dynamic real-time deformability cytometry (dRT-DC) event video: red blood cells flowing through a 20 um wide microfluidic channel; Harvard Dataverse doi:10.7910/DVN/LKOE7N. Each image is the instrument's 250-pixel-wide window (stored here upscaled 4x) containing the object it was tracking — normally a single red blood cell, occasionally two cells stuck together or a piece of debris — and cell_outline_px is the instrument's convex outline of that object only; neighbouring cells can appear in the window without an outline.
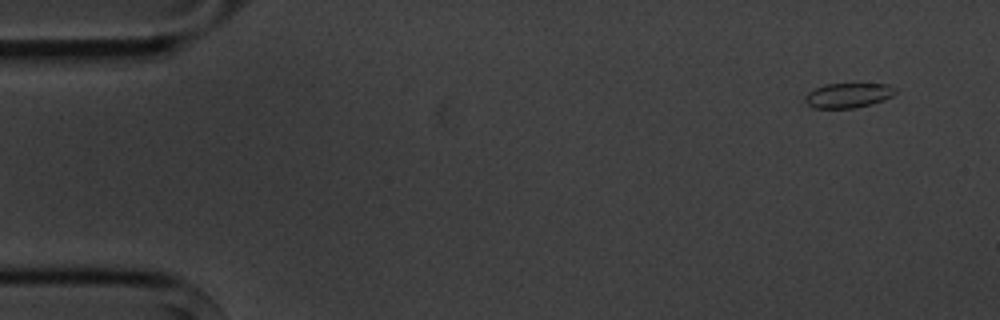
{"species": "common noctule bat (a hibernating species)", "species_latin": "Nyctalus noctula", "temperature_condition": "cold", "stored_images_in_passage": 10, "camera_frame_rate_fps": 3000, "um_per_image_px": 0.085, "animal": {"sex": "male", "body_mass_g": 20.1, "forearm_length_mm": 53.5}, "frame": {"image": 1, "passage_image": 1, "time_ms": 0.0, "image_size_px": [1000, 320], "cell_outline_px": [[896, 92], [892, 96], [884, 100], [872, 104], [856, 108], [812, 108], [804, 100], [804, 96], [808, 92], [824, 84], [888, 84], [896, 88]], "centroid_in_image_um": [72.09, 8.11], "position_along_channel_um": 12.9, "area_um2": 13.12}}
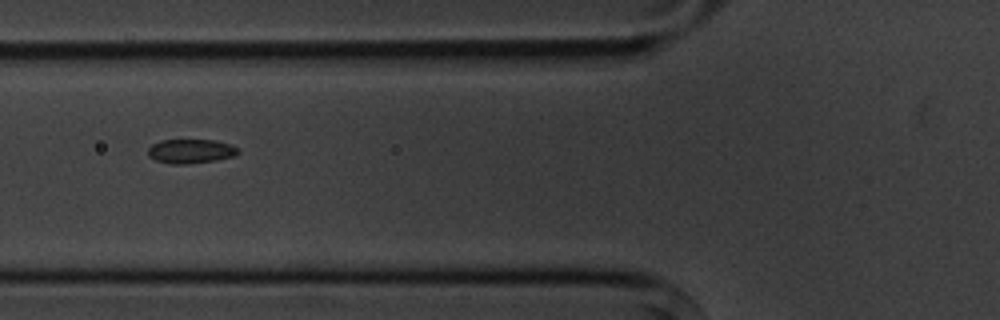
{"frame": {"image": 2, "passage_image": 6, "time_ms": 5.667, "image_size_px": [1000, 320], "cell_outline_px": [[240, 152], [236, 156], [216, 160], [184, 164], [172, 164], [156, 160], [148, 156], [148, 148], [152, 144], [160, 140], [216, 140], [232, 144], [240, 148]], "centroid_in_image_um": [16.26, 12.84], "position_along_channel_um": 109.5, "area_um2": 12.89}}
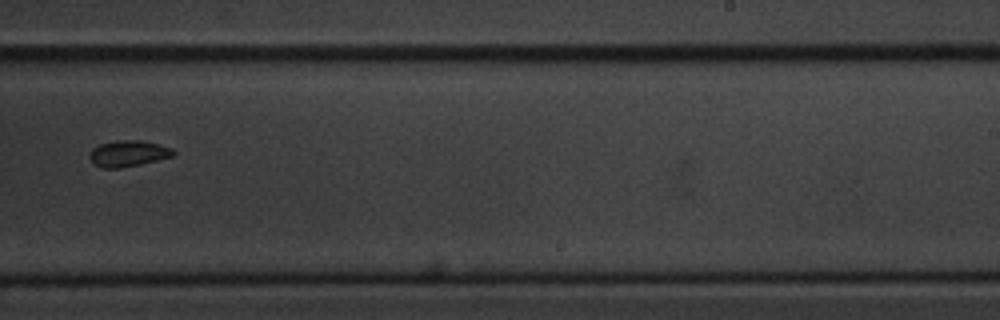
{"frame": {"image": 3, "passage_image": 10, "time_ms": 10.333, "image_size_px": [1000, 320], "cell_outline_px": [[176, 152], [172, 156], [140, 164], [120, 168], [104, 168], [96, 164], [88, 156], [92, 148], [100, 144], [116, 140], [140, 140], [172, 148]], "centroid_in_image_um": [10.88, 13.04], "position_along_channel_um": 278.1, "area_um2": 12.54}}